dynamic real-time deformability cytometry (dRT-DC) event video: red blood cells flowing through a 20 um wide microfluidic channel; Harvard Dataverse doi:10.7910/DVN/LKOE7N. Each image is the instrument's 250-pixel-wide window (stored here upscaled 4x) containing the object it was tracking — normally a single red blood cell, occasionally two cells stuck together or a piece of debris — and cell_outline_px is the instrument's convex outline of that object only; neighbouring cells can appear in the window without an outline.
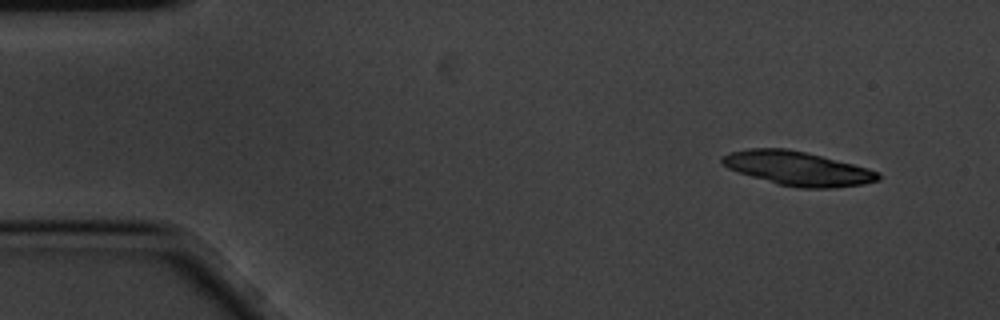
{"species": "common noctule bat (a hibernating species)", "species_latin": "Nyctalus noctula", "temperature_condition": "cold", "stored_images_in_passage": 5, "camera_frame_rate_fps": 3000, "um_per_image_px": 0.085, "animal": {"sex": "male", "body_mass_g": 20.1, "forearm_length_mm": 53.5}, "frame": {"image": 1, "passage_image": 2, "time_ms": 0.333, "image_size_px": [1000, 320], "cell_outline_px": [[880, 180], [864, 184], [836, 188], [800, 188], [776, 184], [736, 172], [728, 168], [720, 160], [720, 156], [732, 152], [748, 148], [788, 148], [868, 168], [880, 172]], "centroid_in_image_um": [67.78, 14.33], "position_along_channel_um": 17.2, "area_um2": 31.04}}